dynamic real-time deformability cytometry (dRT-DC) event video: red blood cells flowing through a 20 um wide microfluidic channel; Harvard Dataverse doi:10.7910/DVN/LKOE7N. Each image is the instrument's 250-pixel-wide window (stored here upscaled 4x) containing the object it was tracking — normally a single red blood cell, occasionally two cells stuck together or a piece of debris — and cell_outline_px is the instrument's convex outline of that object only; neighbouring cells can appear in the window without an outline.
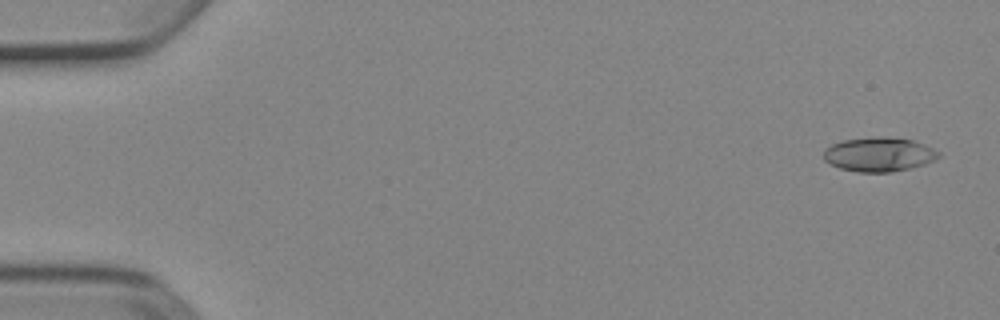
{"species": "Egyptian fruit bat (a non-hibernating species)", "species_latin": "Rousettus aegyptiacus", "temperature_condition": "cold", "stored_images_in_passage": 52, "camera_frame_rate_fps": 3000, "um_per_image_px": 0.085, "animal": {"sex": "female"}, "frame": {"image": 1, "passage_image": 2, "time_ms": 0.333, "image_size_px": [1000, 320], "cell_outline_px": [[940, 156], [924, 164], [912, 168], [892, 172], [856, 172], [840, 168], [824, 160], [824, 148], [832, 144], [844, 140], [876, 136], [884, 136], [912, 140], [924, 144], [940, 152]], "centroid_in_image_um": [74.71, 13.12], "position_along_channel_um": 10.3, "area_um2": 22.95}}
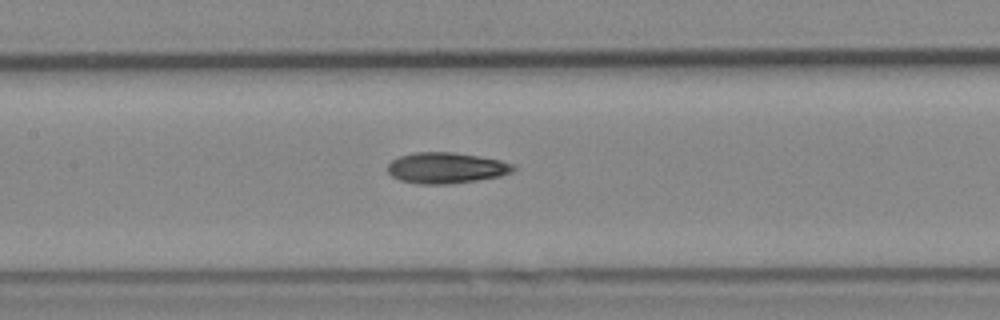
{"frame": {"image": 2, "passage_image": 25, "time_ms": 8.0, "image_size_px": [1000, 320], "cell_outline_px": [[516, 168], [512, 172], [500, 176], [452, 184], [420, 184], [400, 180], [392, 176], [388, 172], [388, 164], [392, 160], [400, 156], [412, 152], [452, 152], [500, 160], [516, 164]], "centroid_in_image_um": [37.93, 14.27], "position_along_channel_um": 169.5, "area_um2": 22.66}}
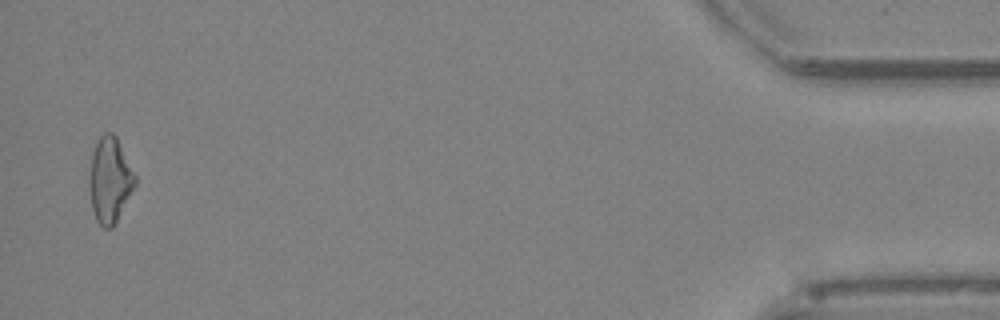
{"frame": {"image": 3, "passage_image": 51, "time_ms": 16.667, "image_size_px": [1000, 320], "cell_outline_px": [[136, 184], [112, 228], [104, 228], [96, 220], [92, 208], [88, 188], [88, 180], [92, 152], [100, 136], [104, 132], [112, 132], [116, 136], [136, 176]], "centroid_in_image_um": [9.31, 15.29], "position_along_channel_um": 425.9, "area_um2": 22.72}, "authors_computed_cell_mechanics": {"area_um2": 22.2241, "velocity_mm_per_s": 3.9146, "shape_relaxation_time_tau1_ms": 7.2371, "shape_relaxation_time_tau2_ms": 4.7351, "deformation_change_tau1": 0.1811, "deformation_change_tau2": 0.1398}}